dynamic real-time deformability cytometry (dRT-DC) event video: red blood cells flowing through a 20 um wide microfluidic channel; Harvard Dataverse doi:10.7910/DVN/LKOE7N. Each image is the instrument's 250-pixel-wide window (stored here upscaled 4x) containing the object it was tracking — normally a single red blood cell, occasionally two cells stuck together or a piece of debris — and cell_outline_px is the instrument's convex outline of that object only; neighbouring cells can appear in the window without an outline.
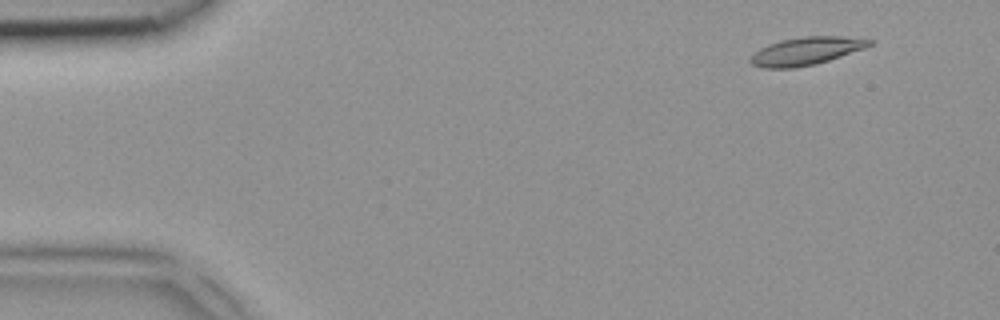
{"species": "common noctule bat (a hibernating species)", "species_latin": "Nyctalus noctula", "temperature_condition": "room temperature", "stored_images_in_passage": 4, "camera_frame_rate_fps": 3000, "um_per_image_px": 0.085, "animal": {"sex": "female", "body_mass_g": 18.4}, "frame": {"image": 1, "passage_image": 4, "time_ms": 1.0, "image_size_px": [1000, 320], "cell_outline_px": [[872, 44], [864, 48], [816, 64], [792, 68], [764, 68], [752, 64], [748, 60], [760, 48], [768, 44], [780, 40], [804, 36], [844, 36], [872, 40]], "centroid_in_image_um": [68.5, 4.33], "position_along_channel_um": 16.5, "area_um2": 19.13}}